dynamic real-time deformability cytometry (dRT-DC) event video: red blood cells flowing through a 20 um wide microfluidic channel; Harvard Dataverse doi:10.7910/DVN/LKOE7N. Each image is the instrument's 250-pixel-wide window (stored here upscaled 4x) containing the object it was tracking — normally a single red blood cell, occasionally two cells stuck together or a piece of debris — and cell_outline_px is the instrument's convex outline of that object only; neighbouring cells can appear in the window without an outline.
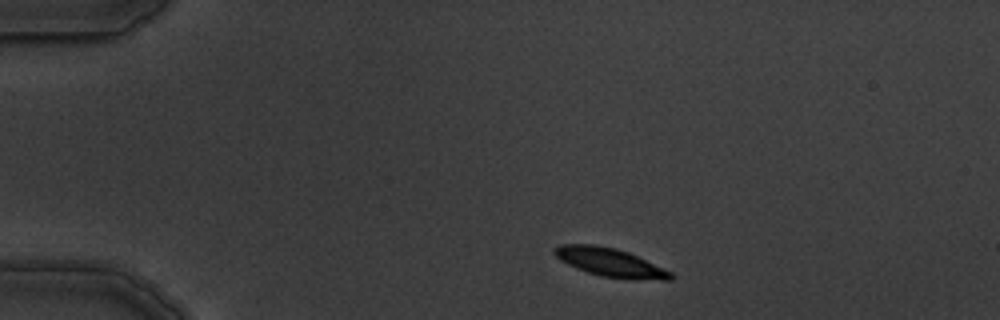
{"species": "common noctule bat (a hibernating species)", "species_latin": "Nyctalus noctula", "temperature_condition": "warm", "stored_images_in_passage": 4, "camera_frame_rate_fps": 3000, "um_per_image_px": 0.085, "animal": {"sex": "male", "body_mass_g": 19.5, "forearm_length_mm": 54.6}, "frame": {"image": 1, "passage_image": 1, "time_ms": 0.0, "image_size_px": [1000, 320], "cell_outline_px": [[676, 276], [672, 280], [632, 280], [600, 276], [576, 268], [560, 260], [552, 252], [560, 244], [596, 244], [616, 248], [628, 252], [664, 268], [672, 272]], "centroid_in_image_um": [51.91, 22.32], "position_along_channel_um": 33.1, "area_um2": 19.54}}
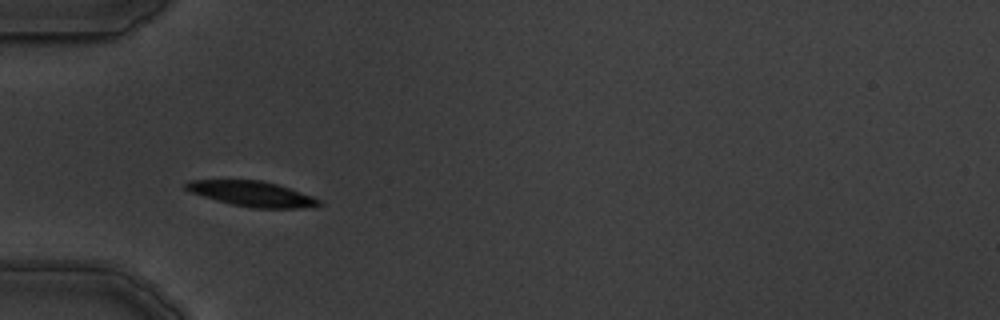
{"frame": {"image": 2, "passage_image": 3, "time_ms": 2.333, "image_size_px": [1000, 320], "cell_outline_px": [[324, 204], [300, 208], [252, 208], [232, 204], [216, 200], [192, 192], [184, 188], [184, 184], [188, 180], [260, 180], [276, 184], [312, 196], [320, 200]], "centroid_in_image_um": [21.41, 16.47], "position_along_channel_um": 63.6, "area_um2": 19.31}}
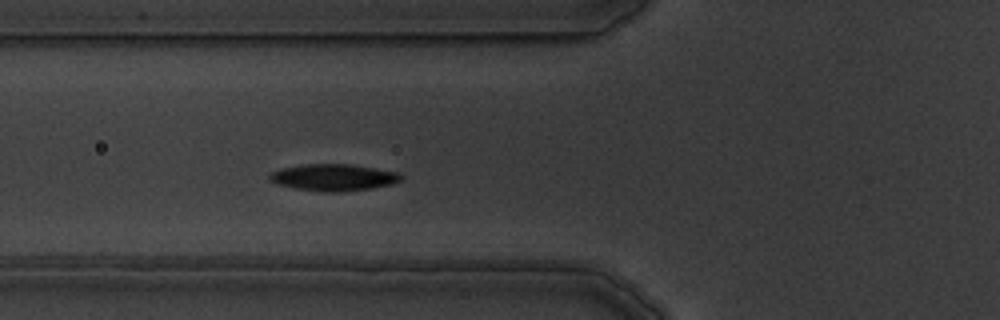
{"frame": {"image": 3, "passage_image": 4, "time_ms": 3.333, "image_size_px": [1000, 320], "cell_outline_px": [[404, 176], [400, 180], [392, 184], [372, 188], [340, 192], [324, 192], [296, 188], [276, 184], [268, 180], [268, 176], [272, 172], [280, 168], [300, 164], [348, 164], [376, 168], [396, 172]], "centroid_in_image_um": [28.31, 15.08], "position_along_channel_um": 97.5, "area_um2": 20.58}}